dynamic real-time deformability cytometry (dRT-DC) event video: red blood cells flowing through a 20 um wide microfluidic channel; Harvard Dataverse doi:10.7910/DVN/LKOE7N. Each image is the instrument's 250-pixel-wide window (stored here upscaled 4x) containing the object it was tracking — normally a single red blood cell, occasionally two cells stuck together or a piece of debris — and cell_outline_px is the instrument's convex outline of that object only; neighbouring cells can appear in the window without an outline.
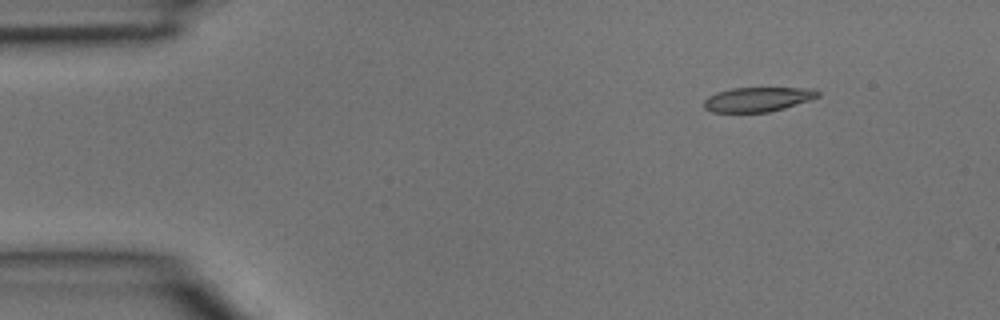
{"species": "common noctule bat (a hibernating species)", "species_latin": "Nyctalus noctula", "temperature_condition": "room temperature", "stored_images_in_passage": 3, "camera_frame_rate_fps": 3000, "um_per_image_px": 0.085, "animal": {"sex": "male", "body_mass_g": 15.6}, "frame": {"image": 1, "passage_image": 1, "time_ms": 0.0, "image_size_px": [1000, 320], "cell_outline_px": [[820, 96], [784, 108], [768, 112], [712, 112], [704, 108], [704, 100], [708, 96], [716, 92], [732, 88], [804, 88], [820, 92]], "centroid_in_image_um": [64.35, 8.45], "position_along_channel_um": 20.7, "area_um2": 16.07}}
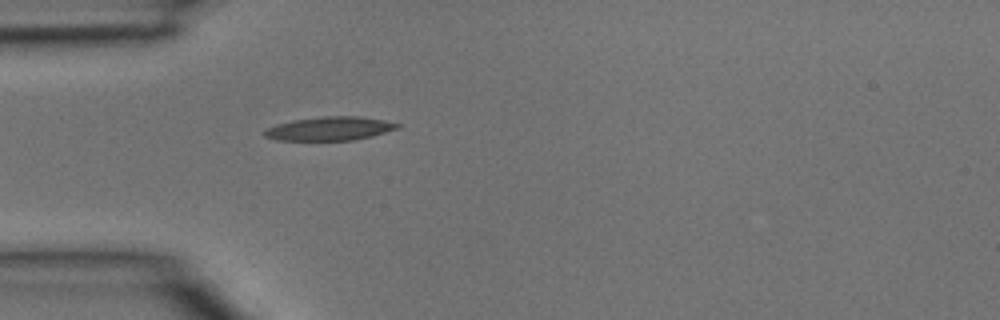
{"frame": {"image": 2, "passage_image": 3, "time_ms": 0.667, "image_size_px": [1000, 320], "cell_outline_px": [[400, 128], [372, 136], [352, 140], [276, 140], [264, 136], [264, 128], [276, 124], [296, 120], [324, 116], [360, 116], [384, 120], [400, 124]], "centroid_in_image_um": [28.03, 10.93], "position_along_channel_um": 57.0, "area_um2": 18.32}}